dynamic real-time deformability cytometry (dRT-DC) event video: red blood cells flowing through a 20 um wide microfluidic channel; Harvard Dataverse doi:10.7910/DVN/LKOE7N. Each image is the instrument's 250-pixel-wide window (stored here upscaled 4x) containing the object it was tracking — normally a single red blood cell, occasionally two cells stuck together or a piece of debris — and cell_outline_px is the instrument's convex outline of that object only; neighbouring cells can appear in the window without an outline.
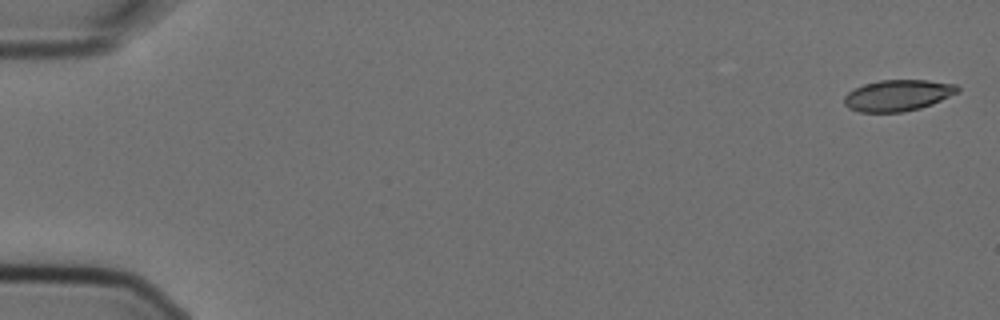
{"species": "Egyptian fruit bat (a non-hibernating species)", "species_latin": "Rousettus aegyptiacus", "temperature_condition": "cold", "stored_images_in_passage": 6, "camera_frame_rate_fps": 3000, "um_per_image_px": 0.085, "animal": {"sex": "female"}, "frame": {"image": 1, "passage_image": 1, "time_ms": 0.0, "image_size_px": [1000, 320], "cell_outline_px": [[960, 92], [932, 104], [920, 108], [904, 112], [860, 112], [848, 108], [844, 104], [844, 96], [848, 92], [864, 84], [880, 80], [928, 80], [956, 84], [960, 88]], "centroid_in_image_um": [76.34, 8.11], "position_along_channel_um": 8.7, "area_um2": 20.75}}
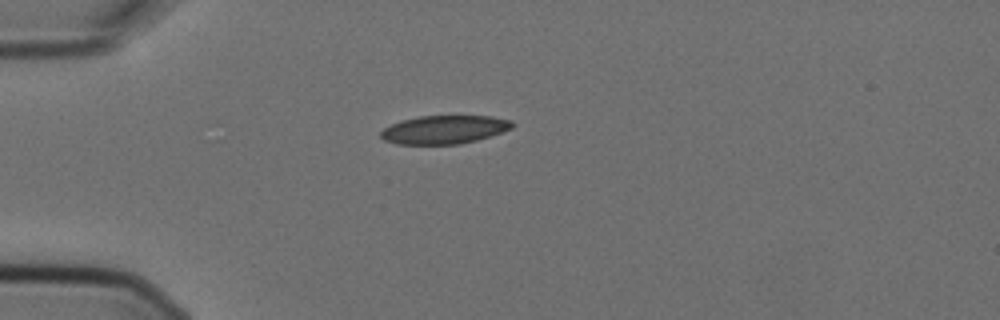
{"frame": {"image": 2, "passage_image": 5, "time_ms": 1.333, "image_size_px": [1000, 320], "cell_outline_px": [[516, 124], [512, 128], [504, 132], [476, 140], [460, 144], [396, 144], [384, 140], [380, 136], [380, 132], [384, 128], [400, 120], [420, 116], [492, 116], [512, 120]], "centroid_in_image_um": [37.79, 11.01], "position_along_channel_um": 47.2, "area_um2": 21.91}}